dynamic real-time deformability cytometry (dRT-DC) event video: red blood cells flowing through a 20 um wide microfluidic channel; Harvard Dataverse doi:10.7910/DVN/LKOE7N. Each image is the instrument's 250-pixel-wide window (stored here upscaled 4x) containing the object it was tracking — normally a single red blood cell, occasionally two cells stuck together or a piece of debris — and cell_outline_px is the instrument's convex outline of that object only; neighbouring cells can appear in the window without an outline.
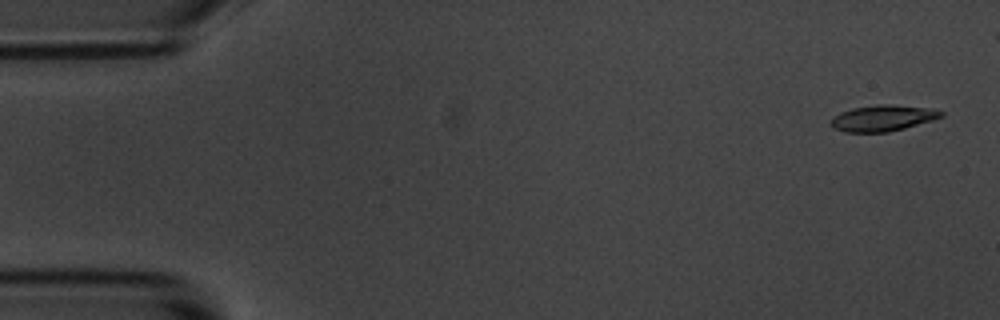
{"species": "common noctule bat (a hibernating species)", "species_latin": "Nyctalus noctula", "temperature_condition": "room temperature", "stored_images_in_passage": 5, "camera_frame_rate_fps": 3000, "um_per_image_px": 0.085, "animal": {"sex": "male", "body_mass_g": 20.1, "forearm_length_mm": 53.5}, "frame": {"image": 1, "passage_image": 1, "time_ms": 0.0, "image_size_px": [1000, 320], "cell_outline_px": [[944, 116], [932, 120], [904, 128], [888, 132], [844, 132], [832, 128], [828, 124], [832, 116], [840, 112], [852, 108], [876, 104], [892, 104], [932, 108], [944, 112]], "centroid_in_image_um": [74.99, 10.03], "position_along_channel_um": 10.0, "area_um2": 17.05}}